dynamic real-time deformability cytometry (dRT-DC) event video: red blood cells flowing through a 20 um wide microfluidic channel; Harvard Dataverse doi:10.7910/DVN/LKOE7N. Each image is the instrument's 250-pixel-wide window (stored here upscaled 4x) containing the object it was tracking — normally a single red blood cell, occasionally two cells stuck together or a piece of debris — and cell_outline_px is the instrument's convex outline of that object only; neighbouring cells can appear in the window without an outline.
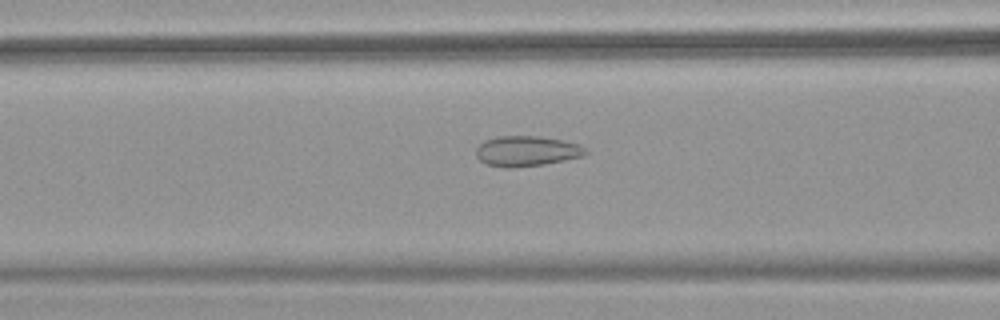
{"species": "common noctule bat (a hibernating species)", "species_latin": "Nyctalus noctula", "temperature_condition": "warm", "stored_images_in_passage": 36, "camera_frame_rate_fps": 3000, "um_per_image_px": 0.085, "animal": {"sex": "female", "body_mass_g": 18.4}, "frame": {"image": 1, "passage_image": 14, "time_ms": 4.333, "image_size_px": [1000, 320], "cell_outline_px": [[588, 152], [584, 156], [544, 164], [512, 168], [504, 168], [488, 164], [480, 160], [476, 156], [476, 148], [484, 140], [496, 136], [536, 136], [560, 140], [580, 144], [588, 148]], "centroid_in_image_um": [44.77, 12.84], "position_along_channel_um": 121.8, "area_um2": 19.42}}
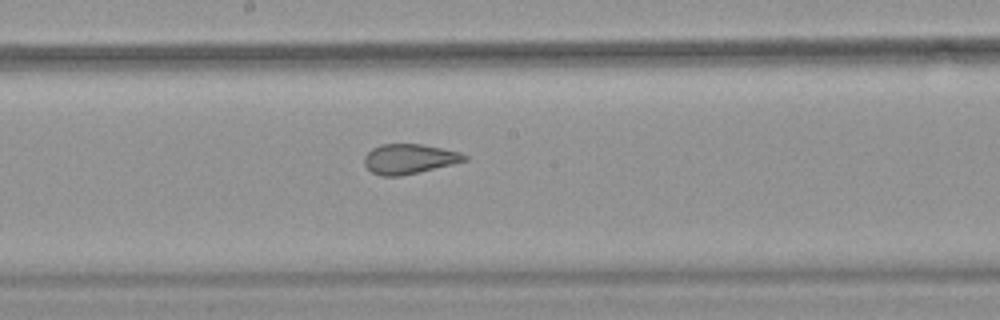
{"frame": {"image": 2, "passage_image": 21, "time_ms": 6.667, "image_size_px": [1000, 320], "cell_outline_px": [[468, 160], [420, 172], [400, 176], [380, 176], [372, 172], [364, 164], [364, 156], [372, 148], [384, 144], [420, 144], [460, 152], [468, 156]], "centroid_in_image_um": [34.77, 13.51], "position_along_channel_um": 213.4, "area_um2": 17.34}}
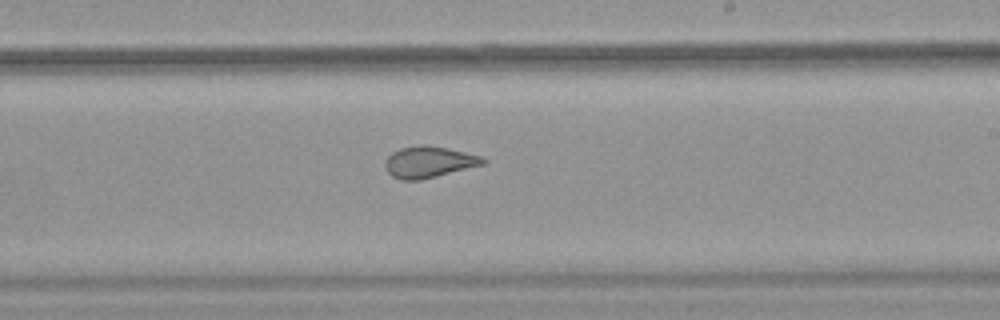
{"frame": {"image": 3, "passage_image": 24, "time_ms": 7.667, "image_size_px": [1000, 320], "cell_outline_px": [[488, 160], [484, 164], [420, 180], [400, 180], [392, 176], [384, 168], [384, 164], [388, 156], [392, 152], [400, 148], [420, 144], [424, 144], [464, 152], [480, 156]], "centroid_in_image_um": [36.41, 13.77], "position_along_channel_um": 252.6, "area_um2": 17.74}}